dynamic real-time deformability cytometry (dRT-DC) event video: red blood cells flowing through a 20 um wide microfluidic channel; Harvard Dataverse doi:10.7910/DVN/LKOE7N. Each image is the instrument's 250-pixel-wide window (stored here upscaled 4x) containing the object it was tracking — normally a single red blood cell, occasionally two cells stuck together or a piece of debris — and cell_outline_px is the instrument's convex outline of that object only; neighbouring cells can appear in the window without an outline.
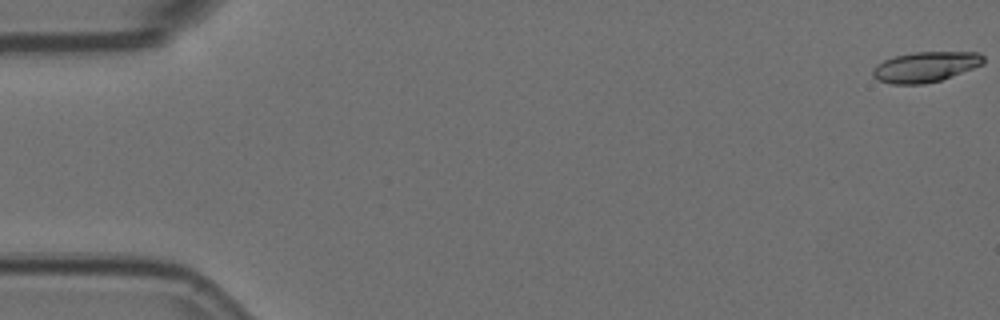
{"species": "Egyptian fruit bat (a non-hibernating species)", "species_latin": "Rousettus aegyptiacus", "temperature_condition": "room temperature", "stored_images_in_passage": 5, "camera_frame_rate_fps": 3000, "um_per_image_px": 0.085, "animal": {"sex": "female"}, "frame": {"image": 1, "passage_image": 1, "time_ms": 0.0, "image_size_px": [1000, 320], "cell_outline_px": [[984, 64], [940, 80], [924, 84], [892, 84], [876, 80], [872, 76], [872, 68], [876, 64], [884, 60], [896, 56], [912, 52], [980, 52], [984, 56]], "centroid_in_image_um": [78.63, 5.68], "position_along_channel_um": 6.4, "area_um2": 19.65}}